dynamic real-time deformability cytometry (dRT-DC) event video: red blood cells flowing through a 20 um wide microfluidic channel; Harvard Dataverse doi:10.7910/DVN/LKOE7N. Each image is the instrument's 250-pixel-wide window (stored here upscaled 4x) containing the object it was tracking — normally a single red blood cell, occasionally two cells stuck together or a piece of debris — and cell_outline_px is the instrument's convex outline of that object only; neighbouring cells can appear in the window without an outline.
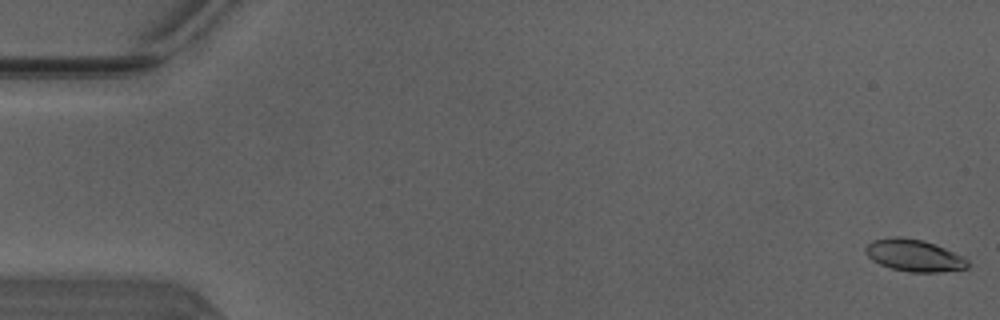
{"species": "Egyptian fruit bat (a non-hibernating species)", "species_latin": "Rousettus aegyptiacus", "temperature_condition": "warm", "stored_images_in_passage": 50, "camera_frame_rate_fps": 3000, "um_per_image_px": 0.085, "animal": {"sex": "male"}, "frame": {"image": 1, "passage_image": 1, "time_ms": 0.0, "image_size_px": [1000, 320], "cell_outline_px": [[972, 264], [968, 268], [940, 272], [908, 272], [892, 268], [880, 264], [872, 260], [864, 252], [864, 248], [872, 240], [892, 236], [900, 236], [924, 240], [964, 256]], "centroid_in_image_um": [77.71, 21.71], "position_along_channel_um": 7.3, "area_um2": 19.31}}
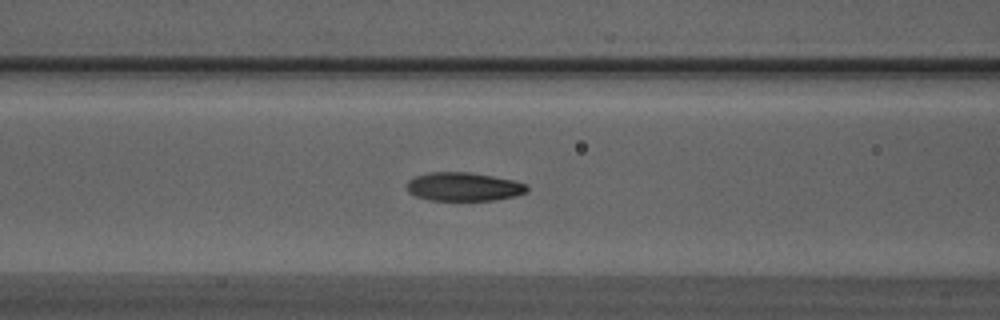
{"frame": {"image": 2, "passage_image": 21, "time_ms": 6.667, "image_size_px": [1000, 320], "cell_outline_px": [[528, 192], [516, 196], [496, 200], [428, 200], [416, 196], [408, 192], [404, 184], [408, 180], [416, 176], [428, 172], [468, 172], [492, 176], [512, 180], [528, 184]], "centroid_in_image_um": [39.39, 15.87], "position_along_channel_um": 127.2, "area_um2": 20.23}}
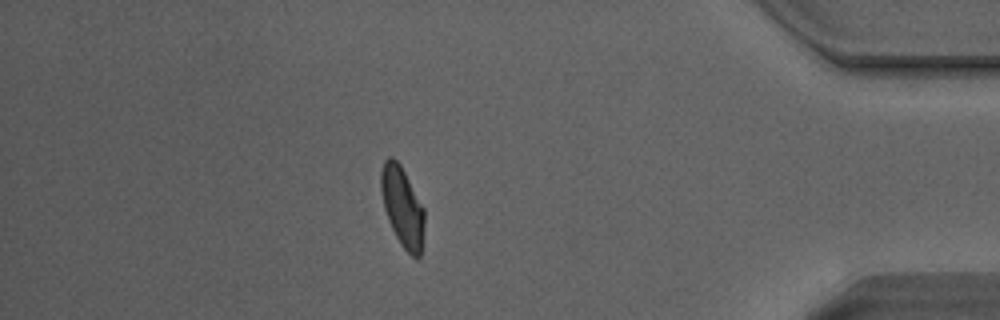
{"frame": {"image": 3, "passage_image": 44, "time_ms": 14.333, "image_size_px": [1000, 320], "cell_outline_px": [[424, 224], [420, 256], [416, 260], [400, 244], [388, 220], [384, 208], [380, 188], [380, 172], [384, 160], [388, 156], [392, 156], [400, 164], [424, 208]], "centroid_in_image_um": [34.19, 17.56], "position_along_channel_um": 401.0, "area_um2": 20.17}, "authors_computed_cell_mechanics": {"area_um2": 19.9121, "velocity_mm_per_s": 4.1177, "shape_relaxation_time_tau1_ms": 2.9828, "shape_relaxation_time_tau2_ms": 1.3362, "deformation_change_tau1": 0.149, "deformation_change_tau2": 0.0702}}